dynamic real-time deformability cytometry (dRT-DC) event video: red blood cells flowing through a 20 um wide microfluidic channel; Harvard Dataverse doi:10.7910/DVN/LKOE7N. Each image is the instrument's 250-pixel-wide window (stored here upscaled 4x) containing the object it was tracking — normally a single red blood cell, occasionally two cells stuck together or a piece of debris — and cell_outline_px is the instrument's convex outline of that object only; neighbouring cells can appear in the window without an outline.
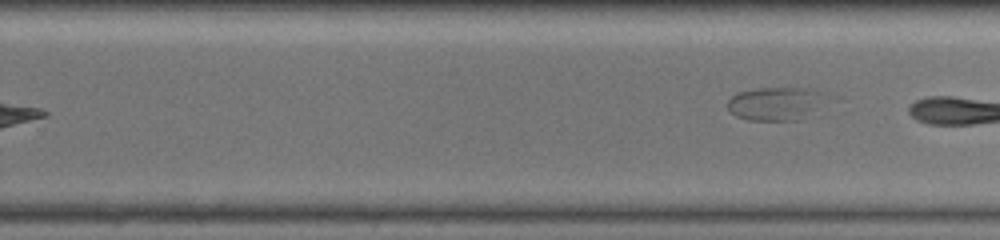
{"species": "common noctule bat (a hibernating species)", "species_latin": "Nyctalus noctula", "temperature_condition": "warm", "stored_images_in_passage": 18, "segment_of_instrument_passage": [2, 2], "camera_frame_rate_fps": 3000, "um_per_image_px": 0.085, "animal": {"sex": "female", "body_mass_g": 19.5, "forearm_length_mm": 54.1}, "frame": {"image": 1, "passage_image": 18, "time_ms": 10.333, "image_size_px": [1000, 240], "cell_outline_px": [[820, 92], [804, 120], [748, 120], [736, 116], [728, 108], [728, 100], [732, 96], [740, 92], [756, 88], [812, 88]], "centroid_in_image_um": [65.73, 8.81], "position_along_channel_um": 264.1, "area_um2": 18.03}}